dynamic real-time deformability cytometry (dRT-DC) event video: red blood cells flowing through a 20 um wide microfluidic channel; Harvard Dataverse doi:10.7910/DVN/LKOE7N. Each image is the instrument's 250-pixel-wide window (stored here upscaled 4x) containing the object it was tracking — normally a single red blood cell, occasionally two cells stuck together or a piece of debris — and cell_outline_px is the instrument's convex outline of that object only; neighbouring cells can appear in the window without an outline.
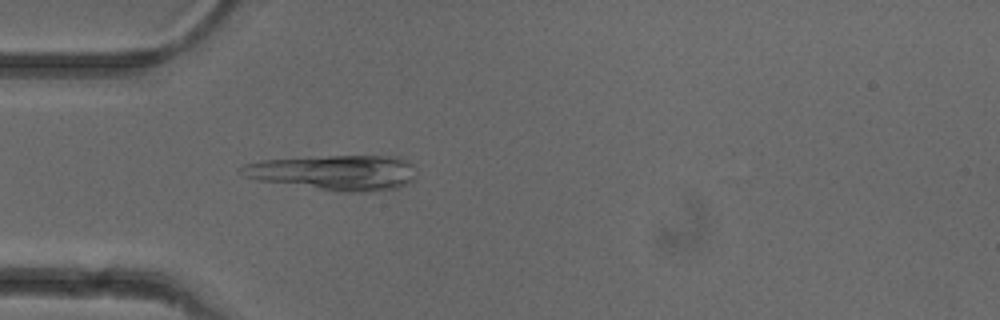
{"species": "common noctule bat (a hibernating species)", "species_latin": "Nyctalus noctula", "temperature_condition": "cold", "stored_images_in_passage": 5, "camera_frame_rate_fps": 3000, "um_per_image_px": 0.085, "animal": {"sex": "female"}, "frame": {"image": 1, "passage_image": 5, "time_ms": 4.667, "image_size_px": [1000, 320], "cell_outline_px": [[412, 180], [408, 184], [396, 188], [372, 192], [344, 192], [260, 180], [244, 176], [236, 172], [236, 168], [244, 164], [260, 160], [328, 156], [400, 156], [408, 160], [412, 164]], "centroid_in_image_um": [28.4, 14.66], "position_along_channel_um": 56.6, "area_um2": 35.78}}